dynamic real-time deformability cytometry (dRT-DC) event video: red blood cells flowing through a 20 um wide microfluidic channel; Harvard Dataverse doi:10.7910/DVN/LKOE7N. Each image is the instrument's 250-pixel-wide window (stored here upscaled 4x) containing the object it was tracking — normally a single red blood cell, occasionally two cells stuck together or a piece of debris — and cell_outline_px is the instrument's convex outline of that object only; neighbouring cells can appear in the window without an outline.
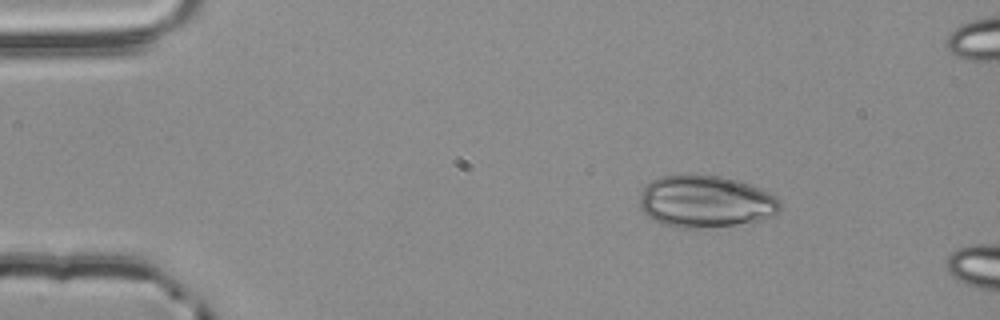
{"species": "common noctule bat (a hibernating species)", "species_latin": "Nyctalus noctula", "temperature_condition": "room temperature", "stored_images_in_passage": 6, "camera_frame_rate_fps": 3000, "um_per_image_px": 0.085, "animal": {"sex": "male", "body_mass_g": 20.4}, "frame": {"image": 1, "passage_image": 1, "time_ms": 0.0, "image_size_px": [1000, 320], "cell_outline_px": [[780, 208], [776, 216], [752, 224], [696, 228], [680, 228], [660, 224], [652, 220], [640, 208], [640, 196], [644, 188], [652, 180], [660, 176], [720, 176], [736, 180], [748, 184], [772, 196], [780, 204]], "centroid_in_image_um": [59.97, 17.18], "position_along_channel_um": 25.0, "area_um2": 42.48}}